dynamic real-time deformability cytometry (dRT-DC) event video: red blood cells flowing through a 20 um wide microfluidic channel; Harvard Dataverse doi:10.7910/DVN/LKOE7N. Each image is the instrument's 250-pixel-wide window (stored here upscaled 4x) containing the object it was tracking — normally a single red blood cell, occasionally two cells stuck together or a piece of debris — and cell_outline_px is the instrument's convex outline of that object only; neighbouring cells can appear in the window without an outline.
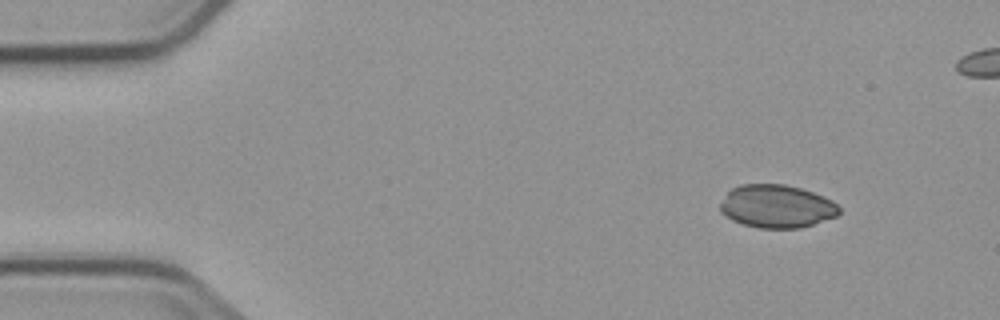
{"species": "common noctule bat (a hibernating species)", "species_latin": "Nyctalus noctula", "temperature_condition": "cold", "stored_images_in_passage": 3, "camera_frame_rate_fps": 3000, "um_per_image_px": 0.085, "animal": {"sex": "male", "body_mass_g": 23.1, "forearm_length_mm": 52.7}, "frame": {"image": 1, "passage_image": 1, "time_ms": 0.0, "image_size_px": [1000, 320], "cell_outline_px": [[840, 212], [836, 216], [800, 228], [760, 228], [744, 224], [732, 220], [720, 212], [720, 204], [728, 192], [732, 188], [740, 184], [784, 184], [800, 188], [824, 196], [832, 200], [840, 208]], "centroid_in_image_um": [66.01, 17.53], "position_along_channel_um": 19.0, "area_um2": 29.71}}